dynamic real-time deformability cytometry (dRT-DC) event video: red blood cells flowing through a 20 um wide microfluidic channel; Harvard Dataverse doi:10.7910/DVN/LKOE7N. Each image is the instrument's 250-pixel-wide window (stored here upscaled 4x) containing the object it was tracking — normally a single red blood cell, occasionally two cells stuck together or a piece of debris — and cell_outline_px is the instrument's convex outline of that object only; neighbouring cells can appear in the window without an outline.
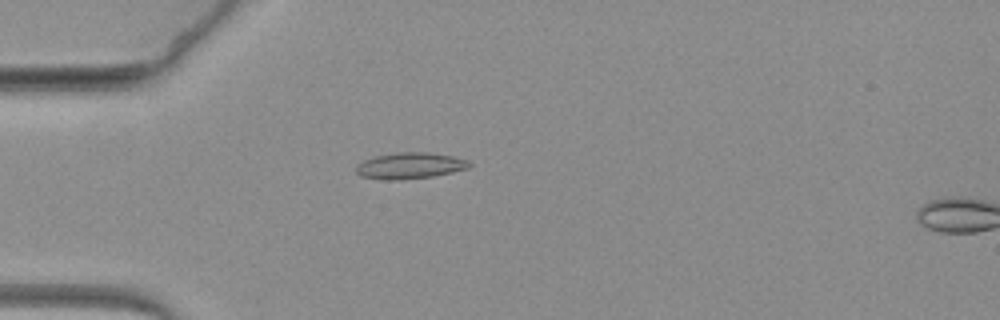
{"species": "common noctule bat (a hibernating species)", "species_latin": "Nyctalus noctula", "temperature_condition": "warm", "stored_images_in_passage": 64, "camera_frame_rate_fps": 3000, "um_per_image_px": 0.085, "animal": {"sex": "female", "body_mass_g": 19.3, "forearm_length_mm": 54.1}, "frame": {"image": 1, "passage_image": 19, "time_ms": 6.0, "image_size_px": [1000, 320], "cell_outline_px": [[472, 164], [468, 168], [452, 172], [432, 176], [396, 180], [384, 180], [360, 176], [356, 172], [356, 164], [364, 160], [376, 156], [396, 152], [428, 152], [452, 156], [468, 160]], "centroid_in_image_um": [34.82, 14.08], "position_along_channel_um": 50.2, "area_um2": 17.28}}
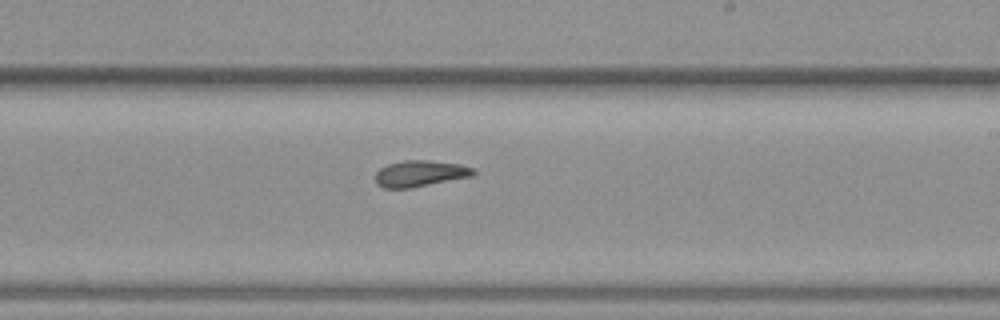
{"frame": {"image": 2, "passage_image": 39, "time_ms": 12.667, "image_size_px": [1000, 320], "cell_outline_px": [[476, 172], [472, 176], [412, 188], [384, 188], [376, 184], [376, 172], [380, 168], [388, 164], [404, 160], [428, 160], [460, 164], [472, 168]], "centroid_in_image_um": [35.69, 14.75], "position_along_channel_um": 253.3, "area_um2": 14.97}}
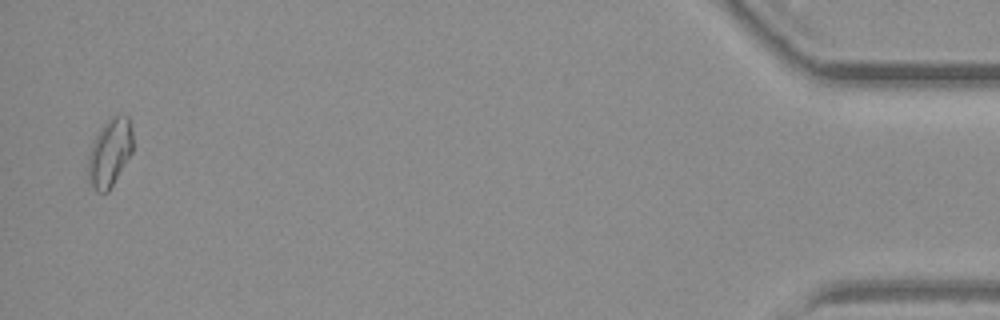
{"frame": {"image": 3, "passage_image": 63, "time_ms": 20.667, "image_size_px": [1000, 320], "cell_outline_px": [[132, 152], [108, 192], [96, 192], [88, 180], [88, 156], [92, 140], [100, 128], [112, 116], [128, 116], [132, 132]], "centroid_in_image_um": [9.3, 12.98], "position_along_channel_um": 425.9, "area_um2": 17.63}}